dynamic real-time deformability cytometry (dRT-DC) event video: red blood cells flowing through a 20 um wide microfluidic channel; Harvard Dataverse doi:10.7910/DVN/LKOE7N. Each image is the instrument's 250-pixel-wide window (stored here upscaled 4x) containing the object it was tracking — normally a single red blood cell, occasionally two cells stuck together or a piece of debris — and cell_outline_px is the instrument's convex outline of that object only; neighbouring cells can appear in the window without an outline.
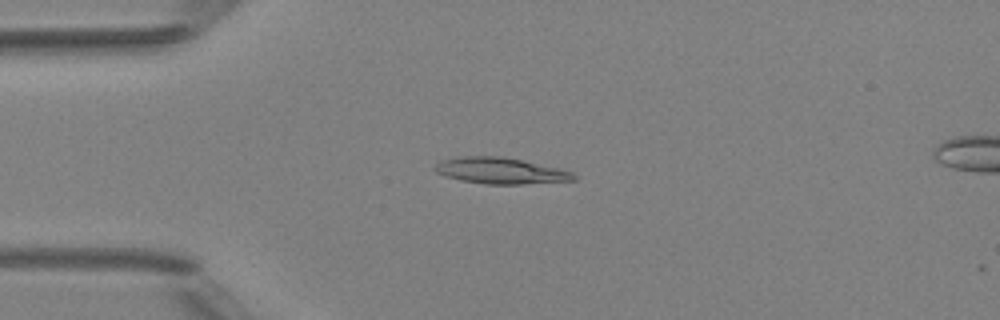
{"species": "Egyptian fruit bat (a non-hibernating species)", "species_latin": "Rousettus aegyptiacus", "temperature_condition": "room temperature", "stored_images_in_passage": 6, "camera_frame_rate_fps": 3000, "um_per_image_px": 0.085, "animal": {"sex": "female"}, "frame": {"image": 1, "passage_image": 3, "time_ms": 2.333, "image_size_px": [1000, 320], "cell_outline_px": [[576, 180], [524, 184], [484, 184], [460, 180], [444, 176], [436, 172], [432, 168], [440, 160], [460, 156], [500, 156], [560, 168], [572, 172], [576, 176]], "centroid_in_image_um": [42.51, 14.51], "position_along_channel_um": 42.5, "area_um2": 21.27}}
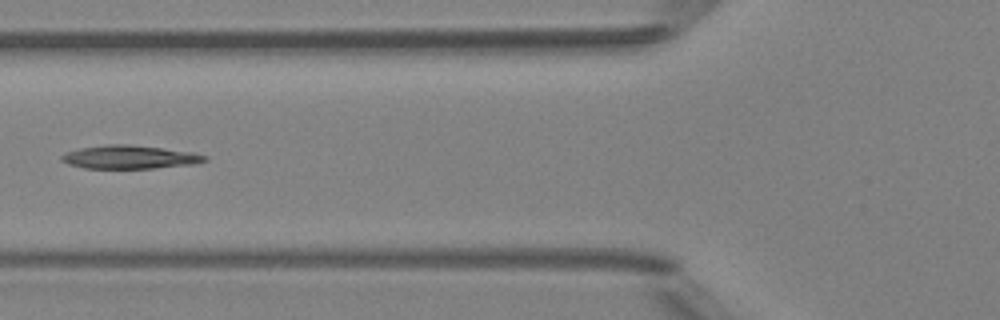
{"frame": {"image": 2, "passage_image": 5, "time_ms": 4.667, "image_size_px": [1000, 320], "cell_outline_px": [[208, 160], [196, 164], [156, 168], [84, 168], [68, 164], [60, 160], [60, 156], [68, 152], [80, 148], [108, 144], [128, 144], [164, 148], [192, 152], [208, 156]], "centroid_in_image_um": [11.06, 13.35], "position_along_channel_um": 114.7, "area_um2": 19.59}}
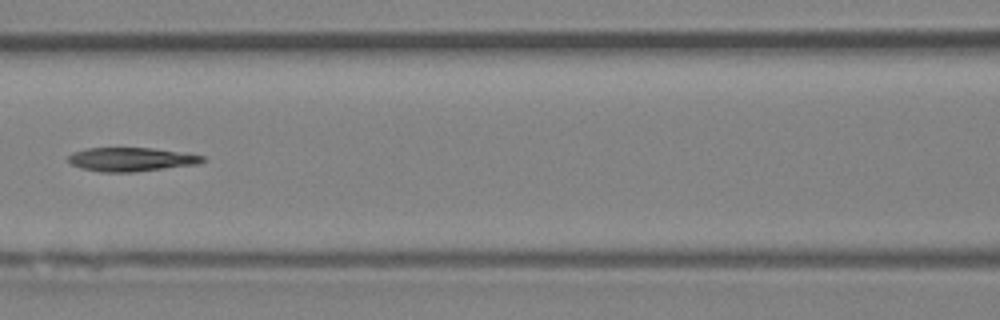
{"frame": {"image": 3, "passage_image": 6, "time_ms": 5.667, "image_size_px": [1000, 320], "cell_outline_px": [[204, 160], [200, 164], [132, 172], [100, 172], [80, 168], [72, 164], [68, 160], [68, 156], [72, 152], [88, 148], [152, 148], [204, 156]], "centroid_in_image_um": [11.11, 13.55], "position_along_channel_um": 155.5, "area_um2": 18.5}}